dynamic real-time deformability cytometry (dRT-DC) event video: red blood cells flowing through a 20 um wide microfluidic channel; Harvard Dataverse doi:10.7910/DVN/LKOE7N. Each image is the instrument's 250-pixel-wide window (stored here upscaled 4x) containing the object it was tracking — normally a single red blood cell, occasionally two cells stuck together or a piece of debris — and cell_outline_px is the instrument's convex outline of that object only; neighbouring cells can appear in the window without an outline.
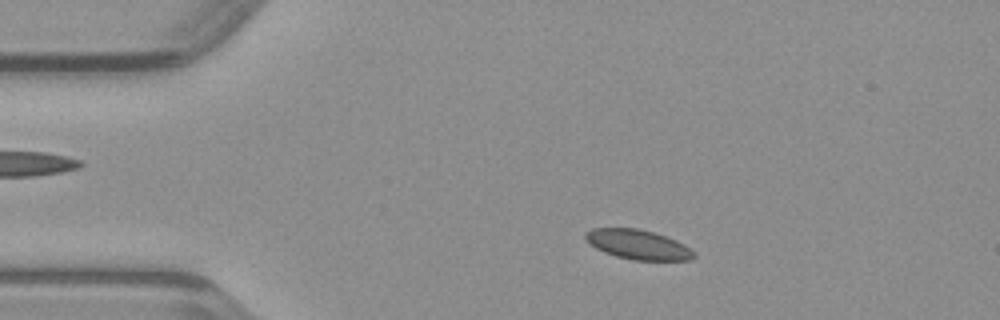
{"species": "common noctule bat (a hibernating species)", "species_latin": "Nyctalus noctula", "temperature_condition": "warm", "stored_images_in_passage": 46, "camera_frame_rate_fps": 3000, "um_per_image_px": 0.085, "animal": {"sex": "male", "body_mass_g": 23.1, "forearm_length_mm": 52.7}, "frame": {"image": 1, "passage_image": 7, "time_ms": 2.0, "image_size_px": [1000, 320], "cell_outline_px": [[696, 256], [692, 260], [632, 260], [616, 256], [604, 252], [596, 248], [584, 240], [584, 232], [592, 228], [636, 228], [652, 232], [676, 240], [684, 244]], "centroid_in_image_um": [54.17, 20.78], "position_along_channel_um": 30.8, "area_um2": 18.67}}
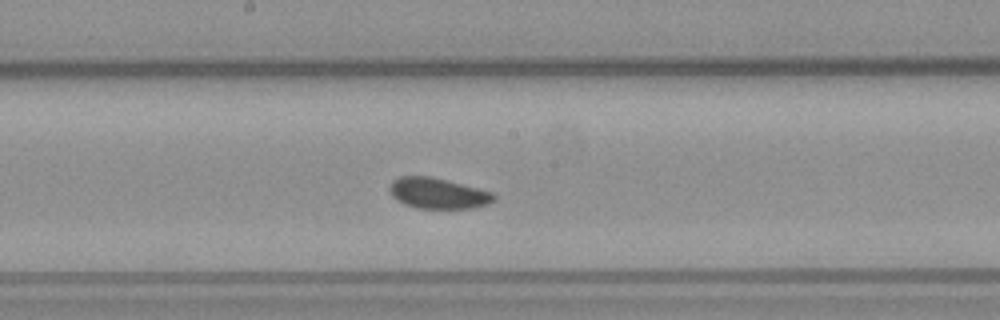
{"frame": {"image": 2, "passage_image": 23, "time_ms": 7.333, "image_size_px": [1000, 320], "cell_outline_px": [[496, 200], [488, 204], [472, 208], [416, 208], [404, 204], [396, 200], [392, 196], [388, 188], [392, 180], [400, 176], [432, 176], [448, 180], [492, 192], [496, 196]], "centroid_in_image_um": [37.2, 16.42], "position_along_channel_um": 211.0, "area_um2": 18.84}}
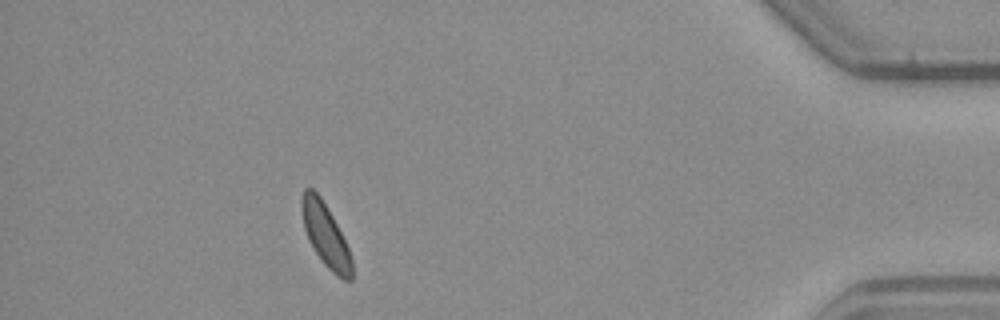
{"frame": {"image": 3, "passage_image": 41, "time_ms": 13.333, "image_size_px": [1000, 320], "cell_outline_px": [[352, 280], [344, 280], [336, 276], [324, 264], [308, 240], [304, 228], [300, 208], [300, 196], [304, 188], [312, 188], [320, 196], [332, 216], [348, 248], [352, 260]], "centroid_in_image_um": [27.63, 19.96], "position_along_channel_um": 407.6, "area_um2": 18.32}}